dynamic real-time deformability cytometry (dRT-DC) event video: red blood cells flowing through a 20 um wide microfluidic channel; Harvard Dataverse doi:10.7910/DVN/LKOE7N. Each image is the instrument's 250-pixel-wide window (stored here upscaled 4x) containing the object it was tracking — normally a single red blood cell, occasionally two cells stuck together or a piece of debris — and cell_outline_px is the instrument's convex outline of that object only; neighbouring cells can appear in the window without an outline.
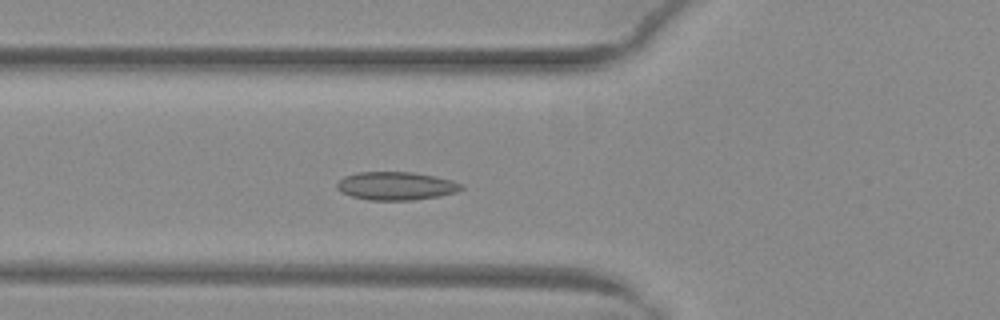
{"species": "common noctule bat (a hibernating species)", "species_latin": "Nyctalus noctula", "temperature_condition": "warm", "stored_images_in_passage": 36, "camera_frame_rate_fps": 3000, "um_per_image_px": 0.085, "animal": {"sex": "female", "body_mass_g": 29.2, "forearm_length_mm": 56.3}, "frame": {"image": 1, "passage_image": 4, "time_ms": 1.0, "image_size_px": [1000, 320], "cell_outline_px": [[464, 188], [456, 192], [440, 196], [412, 200], [368, 200], [352, 196], [340, 192], [336, 188], [336, 184], [344, 176], [356, 172], [412, 172], [436, 176], [452, 180], [464, 184]], "centroid_in_image_um": [33.67, 15.8], "position_along_channel_um": 92.1, "area_um2": 20.63}}
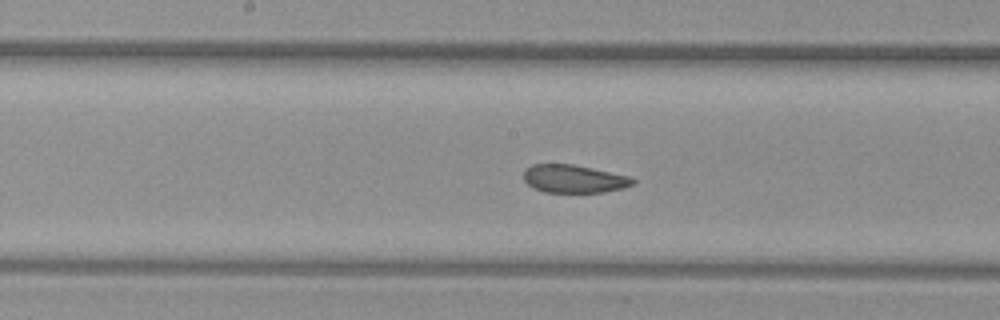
{"frame": {"image": 2, "passage_image": 12, "time_ms": 3.667, "image_size_px": [1000, 320], "cell_outline_px": [[636, 184], [624, 188], [604, 192], [544, 192], [532, 188], [524, 180], [524, 168], [532, 164], [572, 164], [592, 168], [628, 176], [636, 180]], "centroid_in_image_um": [48.77, 15.2], "position_along_channel_um": 199.4, "area_um2": 17.92}}
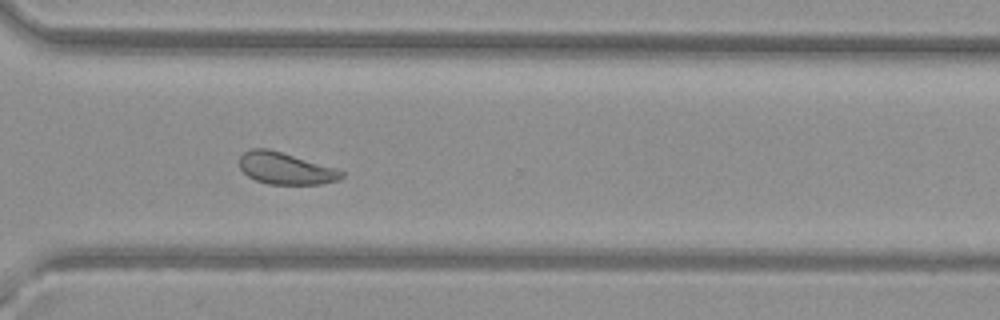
{"frame": {"image": 3, "passage_image": 23, "time_ms": 7.333, "image_size_px": [1000, 320], "cell_outline_px": [[344, 176], [340, 180], [320, 184], [268, 184], [256, 180], [248, 176], [240, 168], [240, 156], [244, 152], [252, 148], [268, 148], [336, 168], [344, 172]], "centroid_in_image_um": [24.28, 14.31], "position_along_channel_um": 346.3, "area_um2": 18.9}, "authors_computed_cell_mechanics": {"area_um2": 19.3052, "velocity_mm_per_s": 4.0113, "shape_relaxation_time_tau1_ms": 5.2922, "shape_relaxation_time_tau2_ms": 1.1368, "deformation_change_tau1": 0.1275, "deformation_change_tau2": 0.0529}}